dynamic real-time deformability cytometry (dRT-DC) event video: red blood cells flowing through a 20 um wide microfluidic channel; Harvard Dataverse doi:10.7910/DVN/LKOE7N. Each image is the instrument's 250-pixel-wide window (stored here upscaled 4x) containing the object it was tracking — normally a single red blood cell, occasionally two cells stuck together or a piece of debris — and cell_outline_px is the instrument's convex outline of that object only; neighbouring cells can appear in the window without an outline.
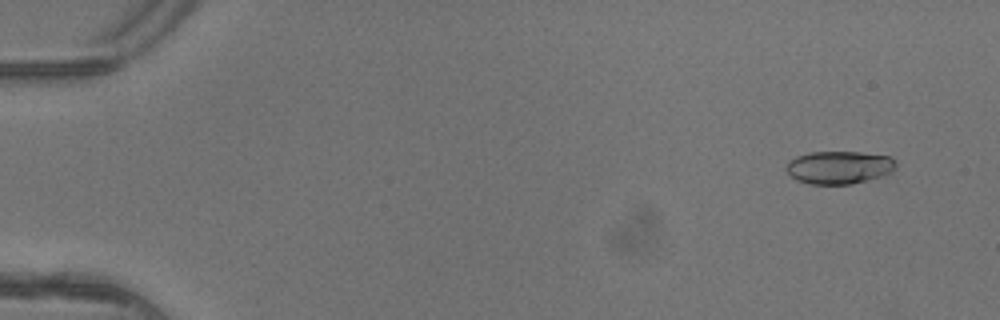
{"species": "common noctule bat (a hibernating species)", "species_latin": "Nyctalus noctula", "temperature_condition": "warm", "stored_images_in_passage": 4, "camera_frame_rate_fps": 3000, "um_per_image_px": 0.085, "animal": {"sex": "female"}, "frame": {"image": 1, "passage_image": 1, "time_ms": 0.0, "image_size_px": [1000, 320], "cell_outline_px": [[896, 168], [892, 172], [880, 176], [852, 184], [812, 184], [796, 180], [784, 168], [788, 160], [796, 156], [808, 152], [860, 152], [888, 156], [896, 164]], "centroid_in_image_um": [71.27, 14.22], "position_along_channel_um": 13.7, "area_um2": 20.98}}